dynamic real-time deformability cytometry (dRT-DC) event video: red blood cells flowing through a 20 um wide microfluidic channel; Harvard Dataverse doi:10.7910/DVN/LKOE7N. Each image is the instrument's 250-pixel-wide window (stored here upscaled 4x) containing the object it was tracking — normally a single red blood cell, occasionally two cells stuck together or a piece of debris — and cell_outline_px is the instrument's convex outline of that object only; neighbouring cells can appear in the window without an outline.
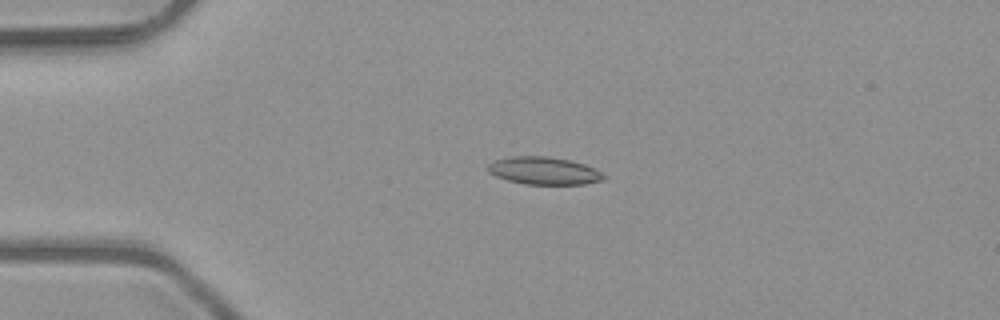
{"species": "common noctule bat (a hibernating species)", "species_latin": "Nyctalus noctula", "temperature_condition": "room temperature", "stored_images_in_passage": 4, "camera_frame_rate_fps": 3000, "um_per_image_px": 0.085, "animal": {"sex": "male", "body_mass_g": 23.1, "forearm_length_mm": 52.7}, "frame": {"image": 1, "passage_image": 3, "time_ms": 0.667, "image_size_px": [1000, 320], "cell_outline_px": [[608, 176], [604, 180], [584, 184], [524, 184], [508, 180], [496, 176], [488, 172], [488, 164], [492, 160], [512, 156], [548, 156], [568, 160], [584, 164], [596, 168]], "centroid_in_image_um": [46.26, 14.51], "position_along_channel_um": 38.7, "area_um2": 18.79}}